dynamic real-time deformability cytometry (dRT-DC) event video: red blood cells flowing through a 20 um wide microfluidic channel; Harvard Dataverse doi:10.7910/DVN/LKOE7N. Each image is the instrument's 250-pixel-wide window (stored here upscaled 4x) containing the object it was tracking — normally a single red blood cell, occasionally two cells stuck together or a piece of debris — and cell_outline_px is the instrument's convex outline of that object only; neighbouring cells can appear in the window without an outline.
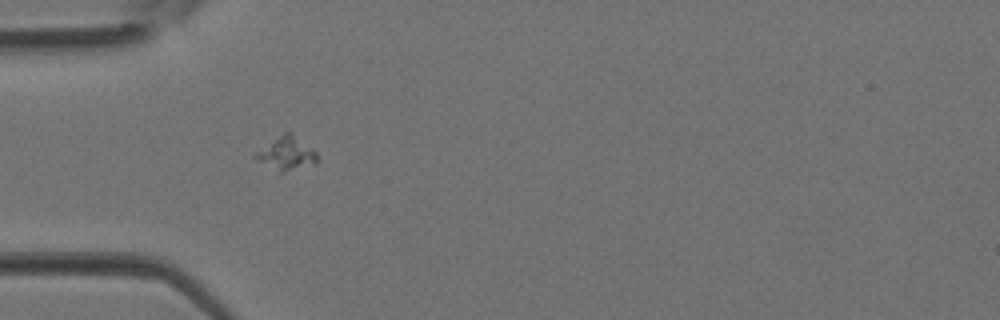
{"species": "Egyptian fruit bat (a non-hibernating species)", "species_latin": "Rousettus aegyptiacus", "temperature_condition": "room temperature", "stored_images_in_passage": 4, "camera_frame_rate_fps": 3000, "um_per_image_px": 0.085, "animal": {"sex": "female"}, "frame": {"image": 1, "passage_image": 3, "time_ms": 0.667, "image_size_px": [1000, 320], "cell_outline_px": [[316, 160], [284, 172], [280, 172], [256, 160], [252, 156], [256, 152], [284, 132], [292, 132], [312, 148], [316, 152]], "centroid_in_image_um": [24.29, 13.0], "position_along_channel_um": 60.7, "area_um2": 11.33}}
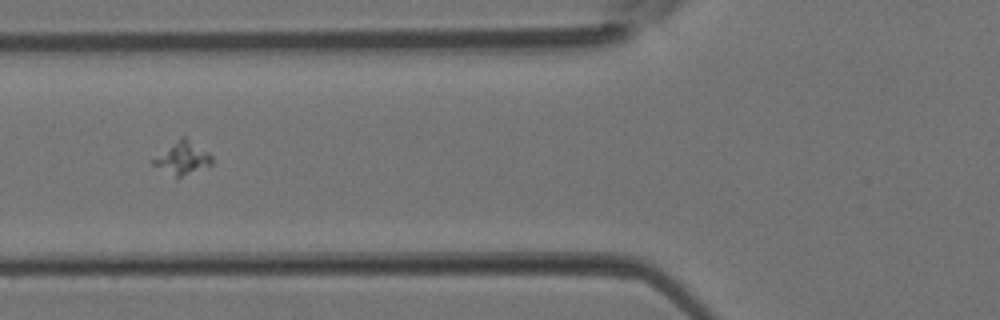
{"frame": {"image": 2, "passage_image": 4, "time_ms": 1.0, "image_size_px": [1000, 320], "cell_outline_px": [[212, 164], [176, 180], [152, 164], [148, 160], [180, 136], [184, 136], [208, 152], [212, 156]], "centroid_in_image_um": [15.43, 13.46], "position_along_channel_um": 110.4, "area_um2": 11.68}}